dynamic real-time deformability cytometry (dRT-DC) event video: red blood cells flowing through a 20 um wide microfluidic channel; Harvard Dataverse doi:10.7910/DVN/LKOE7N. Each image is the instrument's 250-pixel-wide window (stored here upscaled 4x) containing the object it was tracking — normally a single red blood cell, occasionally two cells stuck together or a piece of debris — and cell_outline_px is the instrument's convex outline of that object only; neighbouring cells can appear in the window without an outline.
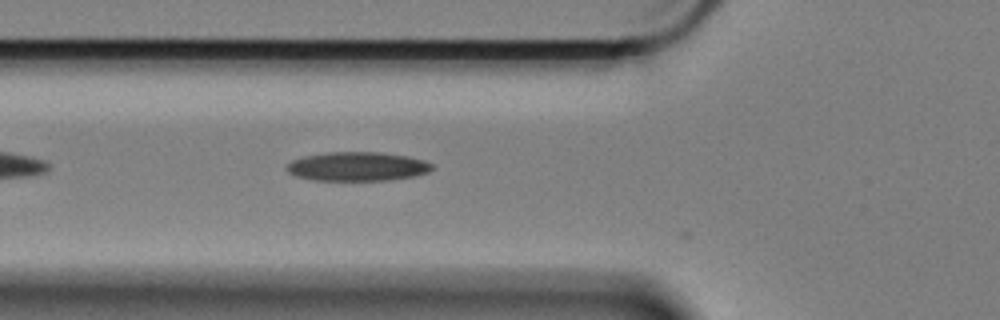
{"species": "Egyptian fruit bat (a non-hibernating species)", "species_latin": "Rousettus aegyptiacus", "temperature_condition": "cold", "stored_images_in_passage": 3, "camera_frame_rate_fps": 3000, "um_per_image_px": 0.085, "animal": {"sex": "female"}, "frame": {"image": 1, "passage_image": 2, "time_ms": 0.333, "image_size_px": [1000, 320], "cell_outline_px": [[436, 164], [428, 172], [412, 176], [388, 180], [312, 180], [296, 176], [288, 172], [288, 164], [292, 160], [304, 156], [328, 152], [380, 152], [408, 156], [424, 160]], "centroid_in_image_um": [30.4, 14.14], "position_along_channel_um": 95.4, "area_um2": 24.51}}